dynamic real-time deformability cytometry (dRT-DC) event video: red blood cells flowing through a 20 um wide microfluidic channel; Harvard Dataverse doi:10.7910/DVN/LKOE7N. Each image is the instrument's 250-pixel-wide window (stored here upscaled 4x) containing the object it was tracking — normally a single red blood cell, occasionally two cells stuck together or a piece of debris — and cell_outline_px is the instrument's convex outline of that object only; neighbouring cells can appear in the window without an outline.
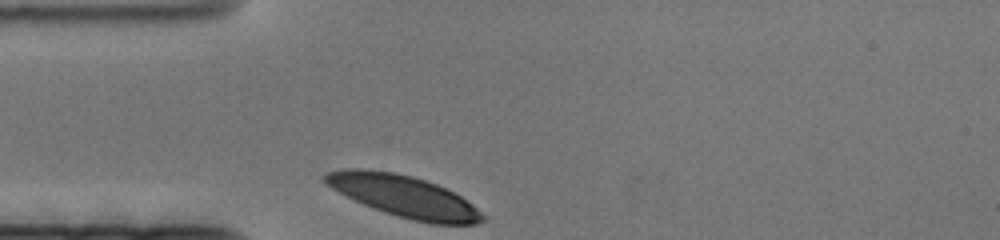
{"species": "human", "species_latin": "Homo sapiens", "temperature_condition": "cold", "stored_images_in_passage": 42, "camera_frame_rate_fps": 3000, "um_per_image_px": 0.085, "donor": {"sex": "female"}, "frame": {"image": 1, "passage_image": 1, "time_ms": 0.0, "image_size_px": [1000, 240], "cell_outline_px": [[484, 220], [476, 224], [432, 224], [412, 220], [384, 212], [372, 208], [332, 188], [320, 176], [328, 172], [344, 168], [360, 168], [392, 172], [412, 176], [436, 184], [460, 196], [472, 204], [484, 216]], "centroid_in_image_um": [34.32, 16.68], "position_along_channel_um": 50.7, "area_um2": 37.74}}
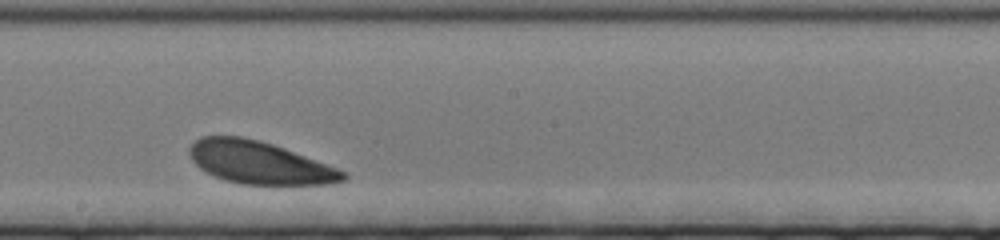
{"frame": {"image": 2, "passage_image": 24, "time_ms": 7.667, "image_size_px": [1000, 240], "cell_outline_px": [[348, 176], [344, 180], [324, 184], [244, 184], [224, 180], [200, 168], [192, 160], [188, 152], [188, 148], [200, 136], [240, 136], [260, 140], [284, 148], [348, 172]], "centroid_in_image_um": [22.03, 13.81], "position_along_channel_um": 226.2, "area_um2": 37.74}}
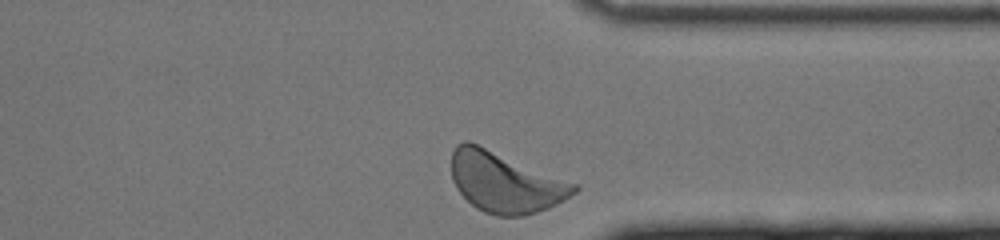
{"frame": {"image": 3, "passage_image": 42, "time_ms": 13.667, "image_size_px": [1000, 240], "cell_outline_px": [[580, 188], [576, 192], [564, 200], [548, 208], [524, 216], [496, 216], [484, 212], [476, 208], [456, 188], [452, 180], [452, 152], [456, 144], [464, 140], [468, 140], [576, 184]], "centroid_in_image_um": [42.91, 15.5], "position_along_channel_um": 368.5, "area_um2": 42.83}}